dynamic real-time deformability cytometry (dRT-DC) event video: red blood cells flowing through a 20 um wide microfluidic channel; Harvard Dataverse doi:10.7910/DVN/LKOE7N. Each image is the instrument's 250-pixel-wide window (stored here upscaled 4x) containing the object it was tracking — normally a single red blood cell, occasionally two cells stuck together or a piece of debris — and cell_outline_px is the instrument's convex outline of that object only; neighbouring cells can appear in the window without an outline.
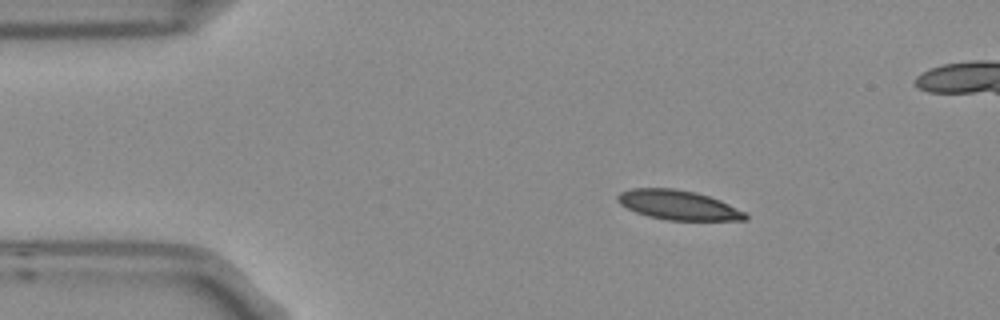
{"species": "Egyptian fruit bat (a non-hibernating species)", "species_latin": "Rousettus aegyptiacus", "temperature_condition": "room temperature", "stored_images_in_passage": 4, "camera_frame_rate_fps": 3000, "um_per_image_px": 0.085, "frame": {"image": 1, "passage_image": 2, "time_ms": 0.333, "image_size_px": [1000, 320], "cell_outline_px": [[748, 220], [668, 220], [648, 216], [636, 212], [620, 204], [616, 200], [616, 196], [620, 192], [632, 188], [672, 188], [696, 192], [720, 200], [744, 212], [748, 216]], "centroid_in_image_um": [57.62, 17.42], "position_along_channel_um": 27.4, "area_um2": 21.85}}